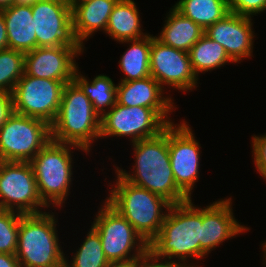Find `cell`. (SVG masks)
I'll return each mask as SVG.
<instances>
[{"label":"cell","instance_id":"obj_1","mask_svg":"<svg viewBox=\"0 0 266 267\" xmlns=\"http://www.w3.org/2000/svg\"><path fill=\"white\" fill-rule=\"evenodd\" d=\"M196 207L192 199L171 205L159 233L148 243V250L153 259L177 263L170 260L178 258V265L200 267L187 265L185 262L191 257L201 259L202 209Z\"/></svg>","mask_w":266,"mask_h":267},{"label":"cell","instance_id":"obj_2","mask_svg":"<svg viewBox=\"0 0 266 267\" xmlns=\"http://www.w3.org/2000/svg\"><path fill=\"white\" fill-rule=\"evenodd\" d=\"M135 166L133 174L116 167L115 170L128 182L147 189L173 204L190 200L176 185L170 164L168 126L157 136L133 144Z\"/></svg>","mask_w":266,"mask_h":267},{"label":"cell","instance_id":"obj_3","mask_svg":"<svg viewBox=\"0 0 266 267\" xmlns=\"http://www.w3.org/2000/svg\"><path fill=\"white\" fill-rule=\"evenodd\" d=\"M100 119L93 104L73 80L65 84L60 108L51 127V140L75 145L89 152L100 138Z\"/></svg>","mask_w":266,"mask_h":267},{"label":"cell","instance_id":"obj_4","mask_svg":"<svg viewBox=\"0 0 266 267\" xmlns=\"http://www.w3.org/2000/svg\"><path fill=\"white\" fill-rule=\"evenodd\" d=\"M116 174L115 187L111 188L106 201L149 243L159 233L168 213L162 210L168 211L172 204Z\"/></svg>","mask_w":266,"mask_h":267},{"label":"cell","instance_id":"obj_5","mask_svg":"<svg viewBox=\"0 0 266 267\" xmlns=\"http://www.w3.org/2000/svg\"><path fill=\"white\" fill-rule=\"evenodd\" d=\"M53 212L21 215L15 255L21 267H64Z\"/></svg>","mask_w":266,"mask_h":267},{"label":"cell","instance_id":"obj_6","mask_svg":"<svg viewBox=\"0 0 266 267\" xmlns=\"http://www.w3.org/2000/svg\"><path fill=\"white\" fill-rule=\"evenodd\" d=\"M75 145L50 140L30 161L42 201L50 207H62L72 182V149ZM51 202V203H50Z\"/></svg>","mask_w":266,"mask_h":267},{"label":"cell","instance_id":"obj_7","mask_svg":"<svg viewBox=\"0 0 266 267\" xmlns=\"http://www.w3.org/2000/svg\"><path fill=\"white\" fill-rule=\"evenodd\" d=\"M50 140L48 123L14 112L0 128V161L30 162Z\"/></svg>","mask_w":266,"mask_h":267},{"label":"cell","instance_id":"obj_8","mask_svg":"<svg viewBox=\"0 0 266 267\" xmlns=\"http://www.w3.org/2000/svg\"><path fill=\"white\" fill-rule=\"evenodd\" d=\"M91 226L101 238L109 263L136 258L148 251V243L144 238L106 200ZM131 251L134 254L131 255Z\"/></svg>","mask_w":266,"mask_h":267},{"label":"cell","instance_id":"obj_9","mask_svg":"<svg viewBox=\"0 0 266 267\" xmlns=\"http://www.w3.org/2000/svg\"><path fill=\"white\" fill-rule=\"evenodd\" d=\"M0 198L1 209L23 215L43 213L40 208H48L39 195L30 162L0 161Z\"/></svg>","mask_w":266,"mask_h":267},{"label":"cell","instance_id":"obj_10","mask_svg":"<svg viewBox=\"0 0 266 267\" xmlns=\"http://www.w3.org/2000/svg\"><path fill=\"white\" fill-rule=\"evenodd\" d=\"M65 84L24 74L12 91L14 112L51 125L60 108Z\"/></svg>","mask_w":266,"mask_h":267},{"label":"cell","instance_id":"obj_11","mask_svg":"<svg viewBox=\"0 0 266 267\" xmlns=\"http://www.w3.org/2000/svg\"><path fill=\"white\" fill-rule=\"evenodd\" d=\"M167 126L152 108L116 103L100 119V138L129 136L134 143L159 135Z\"/></svg>","mask_w":266,"mask_h":267},{"label":"cell","instance_id":"obj_12","mask_svg":"<svg viewBox=\"0 0 266 267\" xmlns=\"http://www.w3.org/2000/svg\"><path fill=\"white\" fill-rule=\"evenodd\" d=\"M185 121L168 125L170 164L177 187L191 199L199 178L200 144Z\"/></svg>","mask_w":266,"mask_h":267},{"label":"cell","instance_id":"obj_13","mask_svg":"<svg viewBox=\"0 0 266 267\" xmlns=\"http://www.w3.org/2000/svg\"><path fill=\"white\" fill-rule=\"evenodd\" d=\"M37 47L81 46L72 29V10L66 0H40L31 5Z\"/></svg>","mask_w":266,"mask_h":267},{"label":"cell","instance_id":"obj_14","mask_svg":"<svg viewBox=\"0 0 266 267\" xmlns=\"http://www.w3.org/2000/svg\"><path fill=\"white\" fill-rule=\"evenodd\" d=\"M150 76L164 88L169 85L175 89L189 91L196 87L189 53L163 44L151 35Z\"/></svg>","mask_w":266,"mask_h":267},{"label":"cell","instance_id":"obj_15","mask_svg":"<svg viewBox=\"0 0 266 267\" xmlns=\"http://www.w3.org/2000/svg\"><path fill=\"white\" fill-rule=\"evenodd\" d=\"M83 51L82 46L36 47L25 53L24 74L69 83L78 70L75 57Z\"/></svg>","mask_w":266,"mask_h":267},{"label":"cell","instance_id":"obj_16","mask_svg":"<svg viewBox=\"0 0 266 267\" xmlns=\"http://www.w3.org/2000/svg\"><path fill=\"white\" fill-rule=\"evenodd\" d=\"M252 17L229 12L221 20L210 25L204 34L221 44L228 56L236 63L252 57L253 38Z\"/></svg>","mask_w":266,"mask_h":267},{"label":"cell","instance_id":"obj_17","mask_svg":"<svg viewBox=\"0 0 266 267\" xmlns=\"http://www.w3.org/2000/svg\"><path fill=\"white\" fill-rule=\"evenodd\" d=\"M231 201L222 199L202 208L201 258L223 241L249 230L236 221Z\"/></svg>","mask_w":266,"mask_h":267},{"label":"cell","instance_id":"obj_18","mask_svg":"<svg viewBox=\"0 0 266 267\" xmlns=\"http://www.w3.org/2000/svg\"><path fill=\"white\" fill-rule=\"evenodd\" d=\"M119 82L117 104L152 108L168 125L174 123L168 118L169 113L175 109L174 102L171 97L163 96L165 90L155 78L149 76L140 80Z\"/></svg>","mask_w":266,"mask_h":267},{"label":"cell","instance_id":"obj_19","mask_svg":"<svg viewBox=\"0 0 266 267\" xmlns=\"http://www.w3.org/2000/svg\"><path fill=\"white\" fill-rule=\"evenodd\" d=\"M118 0H90L74 6L72 10V29L78 44L99 30L106 31L110 14Z\"/></svg>","mask_w":266,"mask_h":267},{"label":"cell","instance_id":"obj_20","mask_svg":"<svg viewBox=\"0 0 266 267\" xmlns=\"http://www.w3.org/2000/svg\"><path fill=\"white\" fill-rule=\"evenodd\" d=\"M1 11L7 30L8 48L23 53L34 50L37 47V38L31 5L14 3Z\"/></svg>","mask_w":266,"mask_h":267},{"label":"cell","instance_id":"obj_21","mask_svg":"<svg viewBox=\"0 0 266 267\" xmlns=\"http://www.w3.org/2000/svg\"><path fill=\"white\" fill-rule=\"evenodd\" d=\"M166 17V23L156 38L165 45L189 52L193 44L204 34V29L174 7Z\"/></svg>","mask_w":266,"mask_h":267},{"label":"cell","instance_id":"obj_22","mask_svg":"<svg viewBox=\"0 0 266 267\" xmlns=\"http://www.w3.org/2000/svg\"><path fill=\"white\" fill-rule=\"evenodd\" d=\"M140 20L133 0H118L110 14L105 33L117 42L141 39L149 34L141 31Z\"/></svg>","mask_w":266,"mask_h":267},{"label":"cell","instance_id":"obj_23","mask_svg":"<svg viewBox=\"0 0 266 267\" xmlns=\"http://www.w3.org/2000/svg\"><path fill=\"white\" fill-rule=\"evenodd\" d=\"M130 43L129 48L119 60V67L124 73L121 81L140 80L150 76L151 35L137 40H125L121 43Z\"/></svg>","mask_w":266,"mask_h":267},{"label":"cell","instance_id":"obj_24","mask_svg":"<svg viewBox=\"0 0 266 267\" xmlns=\"http://www.w3.org/2000/svg\"><path fill=\"white\" fill-rule=\"evenodd\" d=\"M78 71L79 70L75 73L73 80L89 98L95 112L102 117L116 104L117 86L109 76L100 74L97 75L93 81L89 82L87 78ZM106 107H108V110H106Z\"/></svg>","mask_w":266,"mask_h":267},{"label":"cell","instance_id":"obj_25","mask_svg":"<svg viewBox=\"0 0 266 267\" xmlns=\"http://www.w3.org/2000/svg\"><path fill=\"white\" fill-rule=\"evenodd\" d=\"M188 53L192 69L197 77L200 72H208L224 66L227 62H234L221 44L205 34L193 44Z\"/></svg>","mask_w":266,"mask_h":267},{"label":"cell","instance_id":"obj_26","mask_svg":"<svg viewBox=\"0 0 266 267\" xmlns=\"http://www.w3.org/2000/svg\"><path fill=\"white\" fill-rule=\"evenodd\" d=\"M173 7L204 30L229 13L227 0H179Z\"/></svg>","mask_w":266,"mask_h":267},{"label":"cell","instance_id":"obj_27","mask_svg":"<svg viewBox=\"0 0 266 267\" xmlns=\"http://www.w3.org/2000/svg\"><path fill=\"white\" fill-rule=\"evenodd\" d=\"M89 230L81 247L72 256V263L65 257L64 267H108L109 261L105 257L98 232L92 226Z\"/></svg>","mask_w":266,"mask_h":267},{"label":"cell","instance_id":"obj_28","mask_svg":"<svg viewBox=\"0 0 266 267\" xmlns=\"http://www.w3.org/2000/svg\"><path fill=\"white\" fill-rule=\"evenodd\" d=\"M25 53L10 48L0 50V92L12 93L24 75Z\"/></svg>","mask_w":266,"mask_h":267},{"label":"cell","instance_id":"obj_29","mask_svg":"<svg viewBox=\"0 0 266 267\" xmlns=\"http://www.w3.org/2000/svg\"><path fill=\"white\" fill-rule=\"evenodd\" d=\"M21 215L0 208V253L15 254Z\"/></svg>","mask_w":266,"mask_h":267},{"label":"cell","instance_id":"obj_30","mask_svg":"<svg viewBox=\"0 0 266 267\" xmlns=\"http://www.w3.org/2000/svg\"><path fill=\"white\" fill-rule=\"evenodd\" d=\"M229 12L252 17L266 10V0H227Z\"/></svg>","mask_w":266,"mask_h":267},{"label":"cell","instance_id":"obj_31","mask_svg":"<svg viewBox=\"0 0 266 267\" xmlns=\"http://www.w3.org/2000/svg\"><path fill=\"white\" fill-rule=\"evenodd\" d=\"M251 143L256 169L266 179V134L254 135Z\"/></svg>","mask_w":266,"mask_h":267},{"label":"cell","instance_id":"obj_32","mask_svg":"<svg viewBox=\"0 0 266 267\" xmlns=\"http://www.w3.org/2000/svg\"><path fill=\"white\" fill-rule=\"evenodd\" d=\"M14 113L12 93L0 92V128Z\"/></svg>","mask_w":266,"mask_h":267},{"label":"cell","instance_id":"obj_33","mask_svg":"<svg viewBox=\"0 0 266 267\" xmlns=\"http://www.w3.org/2000/svg\"><path fill=\"white\" fill-rule=\"evenodd\" d=\"M145 254L123 261L110 262L108 267H144Z\"/></svg>","mask_w":266,"mask_h":267},{"label":"cell","instance_id":"obj_34","mask_svg":"<svg viewBox=\"0 0 266 267\" xmlns=\"http://www.w3.org/2000/svg\"><path fill=\"white\" fill-rule=\"evenodd\" d=\"M144 267H183L177 263H168L155 260L150 256L149 250L145 253V265Z\"/></svg>","mask_w":266,"mask_h":267},{"label":"cell","instance_id":"obj_35","mask_svg":"<svg viewBox=\"0 0 266 267\" xmlns=\"http://www.w3.org/2000/svg\"><path fill=\"white\" fill-rule=\"evenodd\" d=\"M0 267H21L15 254L0 253Z\"/></svg>","mask_w":266,"mask_h":267},{"label":"cell","instance_id":"obj_36","mask_svg":"<svg viewBox=\"0 0 266 267\" xmlns=\"http://www.w3.org/2000/svg\"><path fill=\"white\" fill-rule=\"evenodd\" d=\"M7 48H8L7 30H6L4 16L2 14V11L0 10V50H4Z\"/></svg>","mask_w":266,"mask_h":267},{"label":"cell","instance_id":"obj_37","mask_svg":"<svg viewBox=\"0 0 266 267\" xmlns=\"http://www.w3.org/2000/svg\"><path fill=\"white\" fill-rule=\"evenodd\" d=\"M40 0H14V3L18 5H33Z\"/></svg>","mask_w":266,"mask_h":267},{"label":"cell","instance_id":"obj_38","mask_svg":"<svg viewBox=\"0 0 266 267\" xmlns=\"http://www.w3.org/2000/svg\"><path fill=\"white\" fill-rule=\"evenodd\" d=\"M14 4V0H0V10L7 8Z\"/></svg>","mask_w":266,"mask_h":267},{"label":"cell","instance_id":"obj_39","mask_svg":"<svg viewBox=\"0 0 266 267\" xmlns=\"http://www.w3.org/2000/svg\"><path fill=\"white\" fill-rule=\"evenodd\" d=\"M86 1H90V0H66V2L69 4V6L71 7V9L74 7V6H77L81 3H84Z\"/></svg>","mask_w":266,"mask_h":267},{"label":"cell","instance_id":"obj_40","mask_svg":"<svg viewBox=\"0 0 266 267\" xmlns=\"http://www.w3.org/2000/svg\"><path fill=\"white\" fill-rule=\"evenodd\" d=\"M262 247H263L264 257H265V258H264L265 260H263V264L266 265V242L263 243V246H262ZM264 261H265V262H264Z\"/></svg>","mask_w":266,"mask_h":267}]
</instances>
